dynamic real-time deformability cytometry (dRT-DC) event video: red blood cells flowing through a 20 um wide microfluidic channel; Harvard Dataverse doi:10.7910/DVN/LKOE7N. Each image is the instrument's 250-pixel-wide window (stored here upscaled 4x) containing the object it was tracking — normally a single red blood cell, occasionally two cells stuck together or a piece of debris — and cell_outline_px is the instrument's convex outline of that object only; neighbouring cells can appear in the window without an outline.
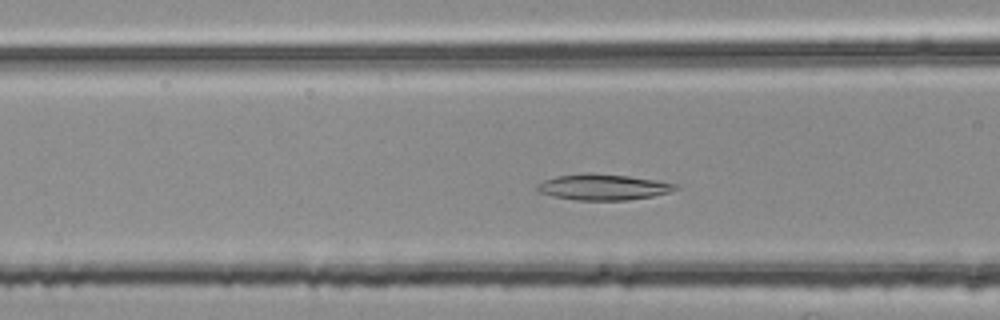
{"species": "common noctule bat (a hibernating species)", "species_latin": "Nyctalus noctula", "temperature_condition": "room temperature", "stored_images_in_passage": 45, "camera_frame_rate_fps": 3000, "um_per_image_px": 0.085, "animal": {"sex": "female", "body_mass_g": 25.1}, "frame": {"image": 1, "passage_image": 16, "time_ms": 5.0, "image_size_px": [1000, 320], "cell_outline_px": [[680, 188], [668, 192], [652, 196], [628, 200], [576, 200], [552, 196], [540, 192], [536, 188], [536, 184], [544, 180], [556, 176], [588, 172], [628, 176], [676, 184]], "centroid_in_image_um": [51.21, 15.9], "position_along_channel_um": 115.4, "area_um2": 20.75}}
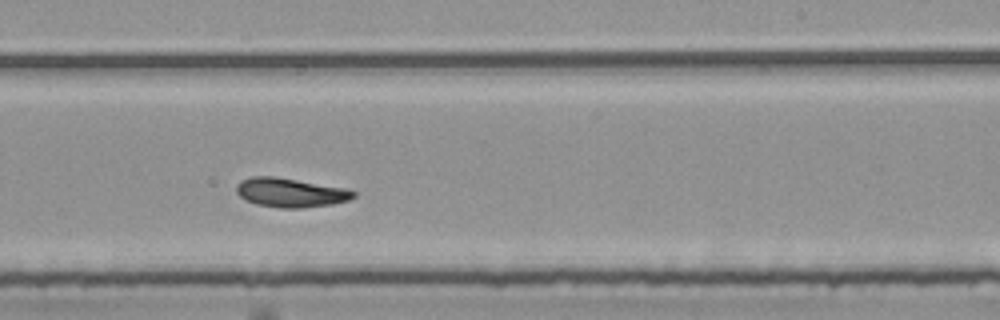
{"frame": {"image": 2, "passage_image": 28, "time_ms": 9.0, "image_size_px": [1000, 320], "cell_outline_px": [[356, 196], [348, 200], [332, 204], [300, 208], [280, 208], [256, 204], [244, 200], [236, 192], [236, 184], [240, 180], [252, 176], [272, 176], [348, 188], [356, 192]], "centroid_in_image_um": [24.67, 16.37], "position_along_channel_um": 264.3, "area_um2": 20.0}}
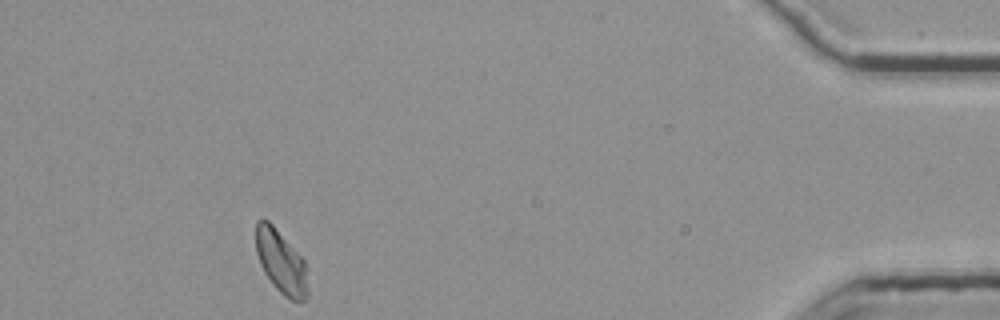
{"frame": {"image": 3, "passage_image": 45, "time_ms": 14.667, "image_size_px": [1000, 320], "cell_outline_px": [[308, 300], [292, 300], [284, 296], [272, 284], [264, 272], [260, 264], [256, 252], [256, 220], [268, 220], [272, 224], [304, 260], [308, 268]], "centroid_in_image_um": [23.91, 22.3], "position_along_channel_um": 411.3, "area_um2": 19.25}, "authors_computed_cell_mechanics": {"area_um2": 19.5364, "velocity_mm_per_s": 3.7351, "shape_relaxation_time_tau1_ms": null, "shape_relaxation_time_tau2_ms": 2.7047, "deformation_change_tau1": null, "deformation_change_tau2": 0.0791}}